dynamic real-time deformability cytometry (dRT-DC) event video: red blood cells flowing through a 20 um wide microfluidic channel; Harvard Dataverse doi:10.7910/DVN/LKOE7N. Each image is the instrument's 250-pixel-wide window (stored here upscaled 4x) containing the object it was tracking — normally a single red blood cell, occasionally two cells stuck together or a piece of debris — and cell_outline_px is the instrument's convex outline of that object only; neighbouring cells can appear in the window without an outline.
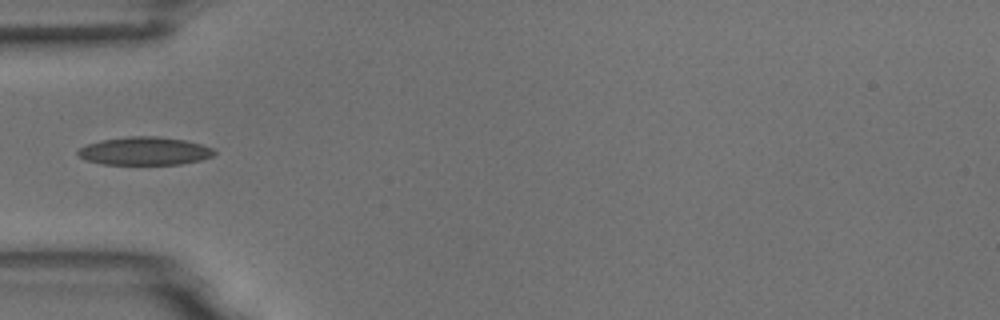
{"species": "common noctule bat (a hibernating species)", "species_latin": "Nyctalus noctula", "temperature_condition": "room temperature", "stored_images_in_passage": 5, "camera_frame_rate_fps": 3000, "um_per_image_px": 0.085, "animal": {"sex": "male", "body_mass_g": 18.8}, "frame": {"image": 1, "passage_image": 5, "time_ms": 1.333, "image_size_px": [1000, 320], "cell_outline_px": [[216, 152], [212, 156], [200, 160], [180, 164], [104, 164], [88, 160], [80, 156], [76, 152], [80, 148], [88, 144], [100, 140], [132, 136], [156, 136], [184, 140], [200, 144], [212, 148]], "centroid_in_image_um": [12.3, 12.83], "position_along_channel_um": 72.7, "area_um2": 22.02}}